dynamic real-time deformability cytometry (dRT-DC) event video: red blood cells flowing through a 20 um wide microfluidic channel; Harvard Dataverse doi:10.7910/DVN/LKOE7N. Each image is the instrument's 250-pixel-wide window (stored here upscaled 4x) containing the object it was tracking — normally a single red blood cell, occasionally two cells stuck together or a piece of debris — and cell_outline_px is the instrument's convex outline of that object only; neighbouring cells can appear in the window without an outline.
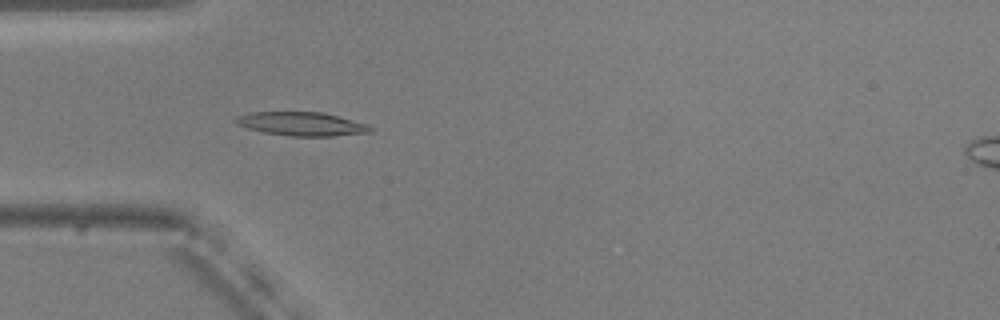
{"species": "common noctule bat (a hibernating species)", "species_latin": "Nyctalus noctula", "temperature_condition": "warm", "stored_images_in_passage": 51, "camera_frame_rate_fps": 3000, "um_per_image_px": 0.085, "animal": {"sex": "male", "body_mass_g": 20.5, "forearm_length_mm": 52.5}, "frame": {"image": 1, "passage_image": 13, "time_ms": 4.0, "image_size_px": [1000, 320], "cell_outline_px": [[372, 132], [332, 136], [288, 136], [264, 132], [248, 128], [236, 124], [232, 120], [236, 116], [252, 112], [324, 112], [368, 124], [372, 128]], "centroid_in_image_um": [25.63, 10.53], "position_along_channel_um": 59.4, "area_um2": 18.67}}
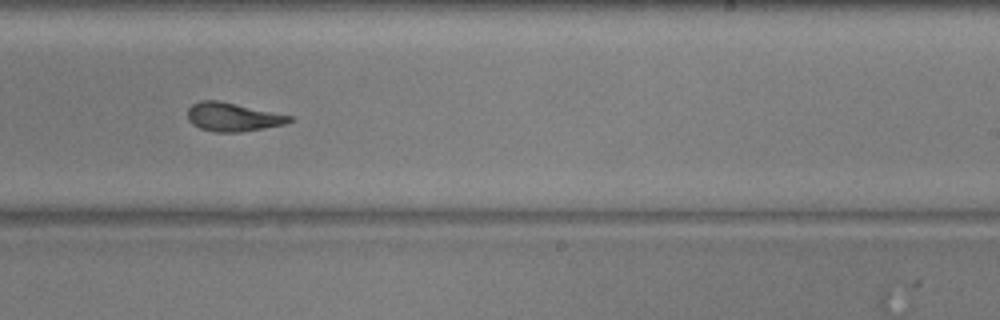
{"frame": {"image": 2, "passage_image": 30, "time_ms": 9.667, "image_size_px": [1000, 320], "cell_outline_px": [[292, 120], [284, 124], [264, 128], [240, 132], [212, 132], [200, 128], [192, 124], [188, 120], [188, 108], [192, 104], [200, 100], [220, 100], [292, 116]], "centroid_in_image_um": [19.75, 9.94], "position_along_channel_um": 269.3, "area_um2": 16.99}}
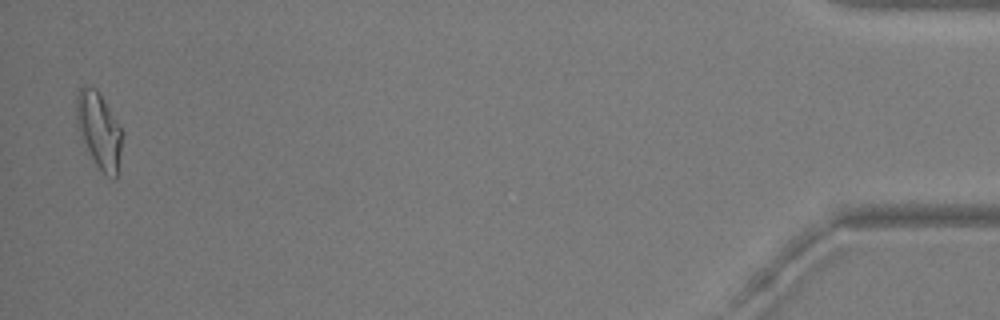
{"frame": {"image": 3, "passage_image": 50, "time_ms": 16.333, "image_size_px": [1000, 320], "cell_outline_px": [[124, 132], [116, 176], [112, 180], [96, 164], [80, 136], [76, 116], [76, 96], [80, 88], [88, 84], [96, 88]], "centroid_in_image_um": [8.42, 11.03], "position_along_channel_um": 426.8, "area_um2": 20.06}, "authors_computed_cell_mechanics": {"area_um2": 17.5712, "velocity_mm_per_s": 3.7325, "shape_relaxation_time_tau1_ms": 6.1988, "shape_relaxation_time_tau2_ms": 2.3737, "deformation_change_tau1": 0.2017, "deformation_change_tau2": 0.1017}}